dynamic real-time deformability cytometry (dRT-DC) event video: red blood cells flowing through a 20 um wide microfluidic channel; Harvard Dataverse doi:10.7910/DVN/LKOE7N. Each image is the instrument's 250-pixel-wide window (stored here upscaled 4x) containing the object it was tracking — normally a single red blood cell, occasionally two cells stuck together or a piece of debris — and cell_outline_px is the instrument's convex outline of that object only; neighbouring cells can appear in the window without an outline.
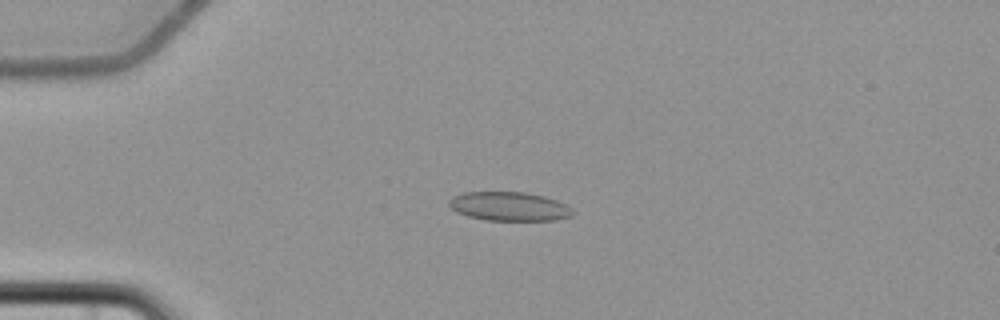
{"species": "common noctule bat (a hibernating species)", "species_latin": "Nyctalus noctula", "temperature_condition": "cold", "stored_images_in_passage": 6, "camera_frame_rate_fps": 3000, "um_per_image_px": 0.085, "animal": {"sex": "female", "body_mass_g": 22.7, "forearm_length_mm": 54.2}, "frame": {"image": 1, "passage_image": 4, "time_ms": 3.667, "image_size_px": [1000, 320], "cell_outline_px": [[576, 212], [572, 216], [556, 220], [488, 220], [468, 216], [456, 212], [448, 204], [448, 200], [452, 196], [464, 192], [524, 192], [544, 196], [568, 204]], "centroid_in_image_um": [43.31, 17.54], "position_along_channel_um": 41.7, "area_um2": 21.04}}
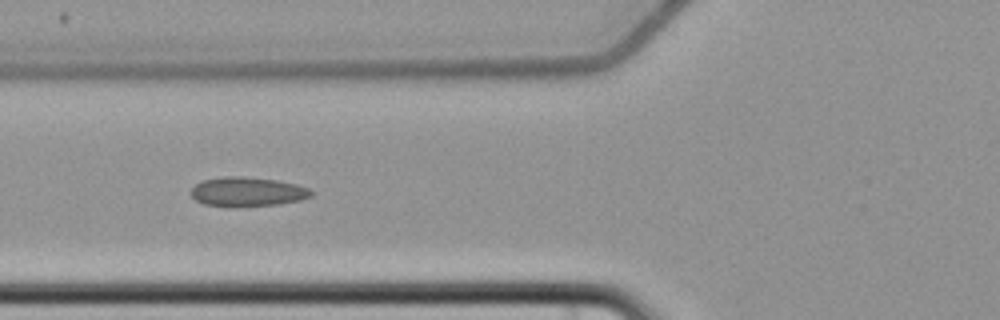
{"frame": {"image": 2, "passage_image": 6, "time_ms": 6.333, "image_size_px": [1000, 320], "cell_outline_px": [[312, 196], [300, 200], [276, 204], [236, 208], [204, 204], [196, 200], [188, 192], [200, 180], [224, 176], [240, 176], [276, 180], [296, 184], [308, 188], [312, 192]], "centroid_in_image_um": [20.97, 16.31], "position_along_channel_um": 104.8, "area_um2": 20.81}}